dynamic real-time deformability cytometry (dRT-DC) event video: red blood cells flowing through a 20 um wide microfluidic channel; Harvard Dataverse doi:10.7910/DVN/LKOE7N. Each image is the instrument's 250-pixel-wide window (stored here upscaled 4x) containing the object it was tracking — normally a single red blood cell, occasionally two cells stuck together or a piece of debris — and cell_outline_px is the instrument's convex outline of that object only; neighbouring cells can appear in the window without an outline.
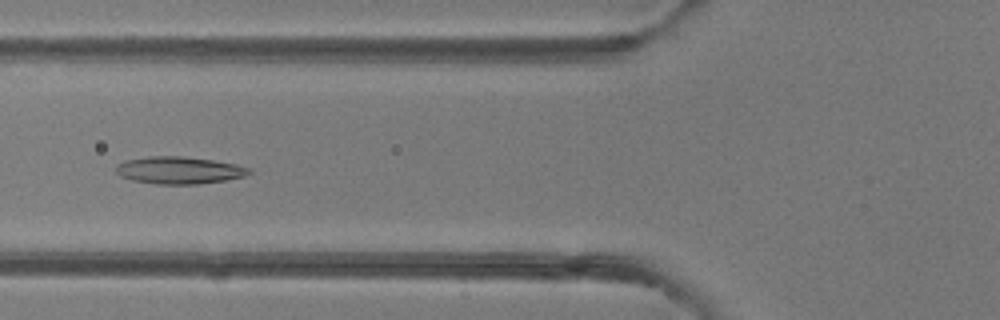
{"species": "common noctule bat (a hibernating species)", "species_latin": "Nyctalus noctula", "temperature_condition": "room temperature", "stored_images_in_passage": 45, "camera_frame_rate_fps": 3000, "um_per_image_px": 0.085, "animal": {"sex": "female"}, "frame": {"image": 1, "passage_image": 15, "time_ms": 4.667, "image_size_px": [1000, 320], "cell_outline_px": [[252, 172], [244, 176], [224, 180], [196, 184], [156, 184], [132, 180], [120, 176], [112, 168], [124, 160], [148, 156], [184, 156], [212, 160], [236, 164], [252, 168]], "centroid_in_image_um": [15.19, 14.46], "position_along_channel_um": 110.6, "area_um2": 21.27}}
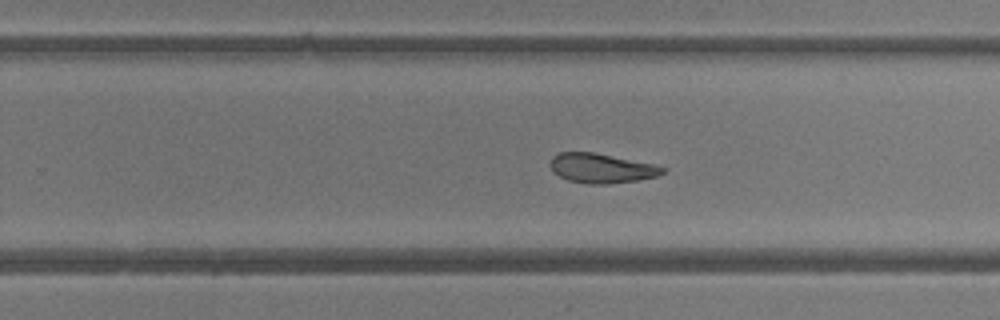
{"frame": {"image": 2, "passage_image": 27, "time_ms": 8.667, "image_size_px": [1000, 320], "cell_outline_px": [[664, 172], [656, 176], [636, 180], [608, 184], [588, 184], [568, 180], [552, 172], [548, 164], [552, 156], [560, 152], [592, 152], [652, 164], [664, 168]], "centroid_in_image_um": [51.03, 14.3], "position_along_channel_um": 278.8, "area_um2": 19.13}}
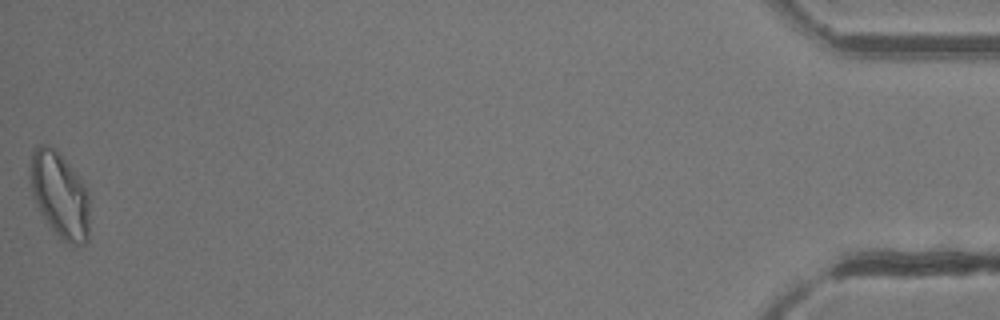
{"frame": {"image": 3, "passage_image": 45, "time_ms": 14.667, "image_size_px": [1000, 320], "cell_outline_px": [[88, 240], [84, 244], [72, 244], [60, 240], [48, 228], [32, 196], [32, 148], [40, 144], [48, 144], [56, 148], [88, 188]], "centroid_in_image_um": [5.09, 16.59], "position_along_channel_um": 430.1, "area_um2": 29.88}, "authors_computed_cell_mechanics": {"area_um2": 22.0218, "velocity_mm_per_s": 4.2169, "shape_relaxation_time_tau1_ms": 10.9993, "shape_relaxation_time_tau2_ms": 6.3539, "deformation_change_tau1": 0.2437, "deformation_change_tau2": 0.1557}}